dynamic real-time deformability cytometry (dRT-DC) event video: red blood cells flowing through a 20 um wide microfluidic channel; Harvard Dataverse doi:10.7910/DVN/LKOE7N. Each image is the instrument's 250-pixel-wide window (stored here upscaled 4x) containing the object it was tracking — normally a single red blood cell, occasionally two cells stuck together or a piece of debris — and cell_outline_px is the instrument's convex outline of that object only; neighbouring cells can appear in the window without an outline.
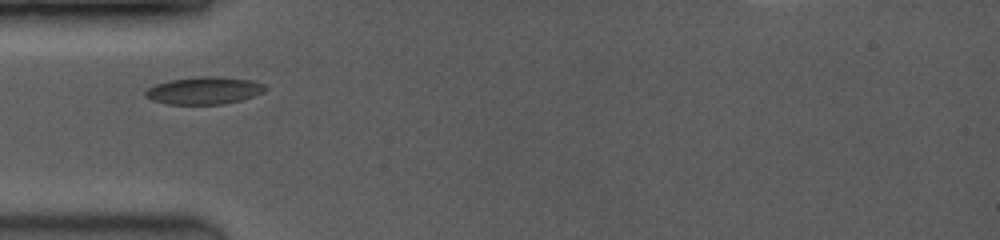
{"species": "common noctule bat (a hibernating species)", "species_latin": "Nyctalus noctula", "temperature_condition": "room temperature", "stored_images_in_passage": 3, "camera_frame_rate_fps": 3500, "um_per_image_px": 0.085, "animal": {"sex": "female", "body_mass_g": 19.0, "forearm_length_mm": 53.3}, "frame": {"image": 1, "passage_image": 1, "time_ms": 0.0, "image_size_px": [1000, 240], "cell_outline_px": [[268, 88], [264, 92], [240, 100], [224, 104], [168, 104], [152, 100], [144, 96], [144, 92], [148, 88], [156, 84], [172, 80], [204, 76], [212, 76], [252, 80], [264, 84]], "centroid_in_image_um": [17.36, 7.7], "position_along_channel_um": 67.6, "area_um2": 18.96}}
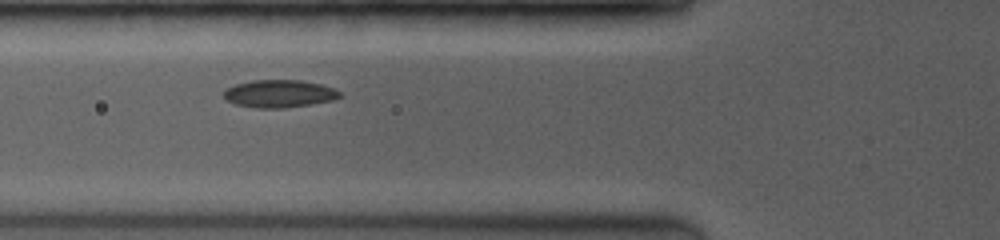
{"frame": {"image": 2, "passage_image": 2, "time_ms": 0.857, "image_size_px": [1000, 240], "cell_outline_px": [[344, 96], [332, 100], [284, 108], [256, 108], [236, 104], [228, 100], [224, 96], [224, 92], [228, 88], [236, 84], [252, 80], [300, 80], [320, 84], [332, 88], [340, 92]], "centroid_in_image_um": [23.75, 7.96], "position_along_channel_um": 102.0, "area_um2": 18.44}}
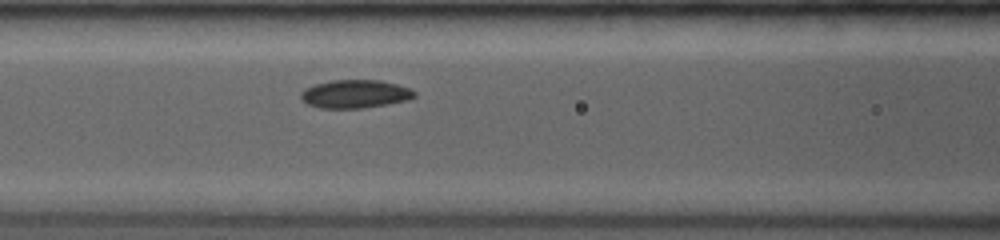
{"frame": {"image": 3, "passage_image": 3, "time_ms": 1.714, "image_size_px": [1000, 240], "cell_outline_px": [[416, 96], [408, 100], [364, 108], [320, 108], [308, 104], [300, 96], [300, 92], [304, 88], [316, 84], [332, 80], [380, 80], [396, 84], [408, 88], [416, 92]], "centroid_in_image_um": [30.18, 7.98], "position_along_channel_um": 136.4, "area_um2": 18.61}}